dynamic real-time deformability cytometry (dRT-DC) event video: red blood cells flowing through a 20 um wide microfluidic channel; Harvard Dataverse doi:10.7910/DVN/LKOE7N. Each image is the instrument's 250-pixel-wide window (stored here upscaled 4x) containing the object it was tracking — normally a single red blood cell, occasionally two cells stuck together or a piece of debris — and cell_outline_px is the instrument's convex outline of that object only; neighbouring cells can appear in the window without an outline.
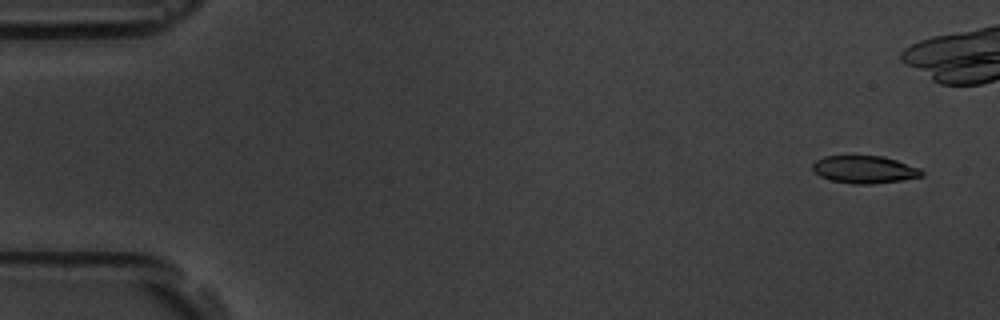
{"species": "common noctule bat (a hibernating species)", "species_latin": "Nyctalus noctula", "temperature_condition": "room temperature", "stored_images_in_passage": 46, "camera_frame_rate_fps": 3000, "um_per_image_px": 0.085, "animal": {"sex": "male", "body_mass_g": 19.5, "forearm_length_mm": 54.6}, "frame": {"image": 1, "passage_image": 3, "time_ms": 0.667, "image_size_px": [1000, 320], "cell_outline_px": [[924, 176], [900, 180], [872, 184], [852, 184], [832, 180], [820, 176], [812, 168], [812, 164], [816, 160], [824, 156], [884, 156], [920, 168], [924, 172]], "centroid_in_image_um": [73.5, 14.4], "position_along_channel_um": 11.5, "area_um2": 17.46}}
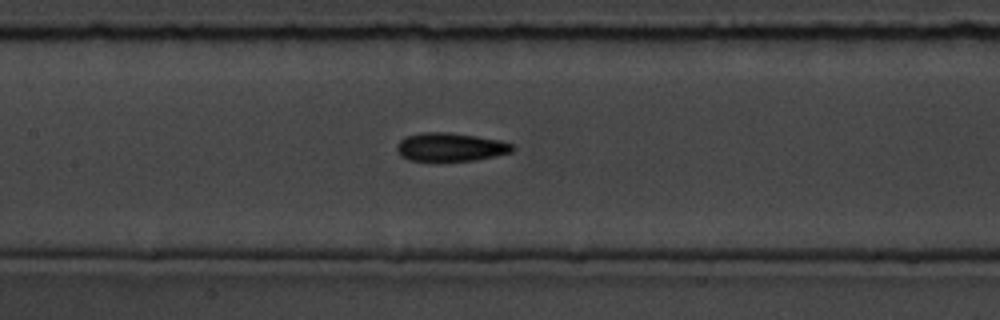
{"frame": {"image": 2, "passage_image": 27, "time_ms": 8.667, "image_size_px": [1000, 320], "cell_outline_px": [[516, 148], [512, 152], [476, 160], [408, 160], [400, 156], [396, 148], [396, 144], [404, 136], [420, 132], [448, 132], [476, 136], [500, 140], [512, 144]], "centroid_in_image_um": [38.26, 12.48], "position_along_channel_um": 169.1, "area_um2": 19.19}}
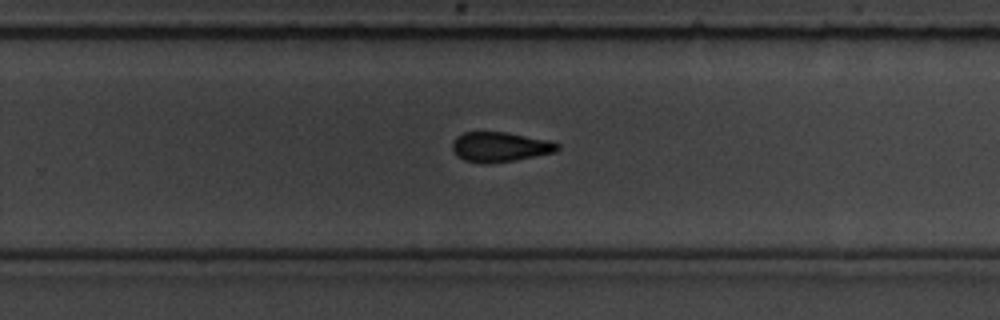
{"frame": {"image": 3, "passage_image": 37, "time_ms": 12.0, "image_size_px": [1000, 320], "cell_outline_px": [[560, 148], [556, 152], [516, 160], [488, 164], [480, 164], [464, 160], [456, 156], [452, 148], [452, 140], [456, 136], [464, 132], [504, 132], [548, 140], [560, 144]], "centroid_in_image_um": [42.47, 12.5], "position_along_channel_um": 287.3, "area_um2": 18.5}}